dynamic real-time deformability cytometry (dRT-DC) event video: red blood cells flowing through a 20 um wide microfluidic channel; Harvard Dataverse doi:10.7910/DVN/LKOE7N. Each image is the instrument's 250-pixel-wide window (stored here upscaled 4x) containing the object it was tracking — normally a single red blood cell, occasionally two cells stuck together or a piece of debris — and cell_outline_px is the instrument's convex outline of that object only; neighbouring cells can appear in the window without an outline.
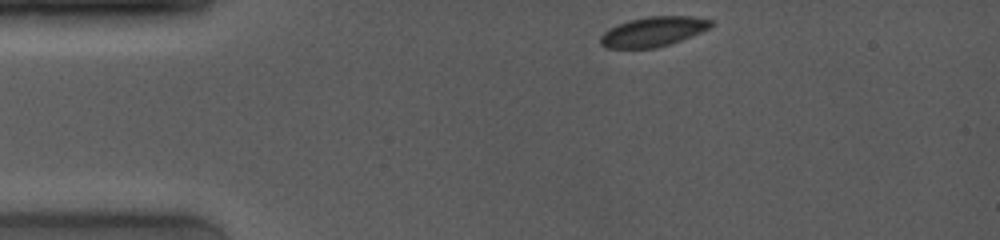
{"species": "common noctule bat (a hibernating species)", "species_latin": "Nyctalus noctula", "temperature_condition": "room temperature", "stored_images_in_passage": 49, "camera_frame_rate_fps": 4000, "um_per_image_px": 0.085, "animal": {"sex": "female", "body_mass_g": 19.0, "forearm_length_mm": 53.3}, "frame": {"image": 1, "passage_image": 1, "time_ms": 0.0, "image_size_px": [1000, 240], "cell_outline_px": [[712, 24], [708, 28], [700, 32], [680, 40], [656, 48], [608, 48], [600, 44], [600, 36], [608, 28], [616, 24], [628, 20], [648, 16], [692, 16], [712, 20]], "centroid_in_image_um": [55.46, 2.68], "position_along_channel_um": 29.5, "area_um2": 19.07}}
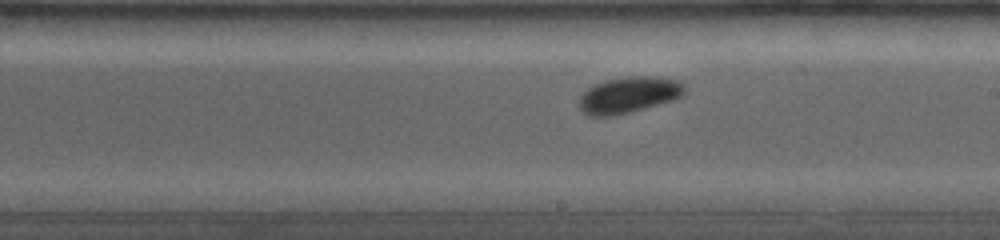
{"frame": {"image": 2, "passage_image": 27, "time_ms": 6.5, "image_size_px": [1000, 240], "cell_outline_px": [[684, 92], [680, 96], [672, 100], [628, 112], [612, 116], [588, 116], [580, 108], [580, 96], [588, 88], [596, 84], [608, 80], [628, 76], [656, 76], [676, 80], [684, 84]], "centroid_in_image_um": [53.43, 8.06], "position_along_channel_um": 235.6, "area_um2": 21.79}}
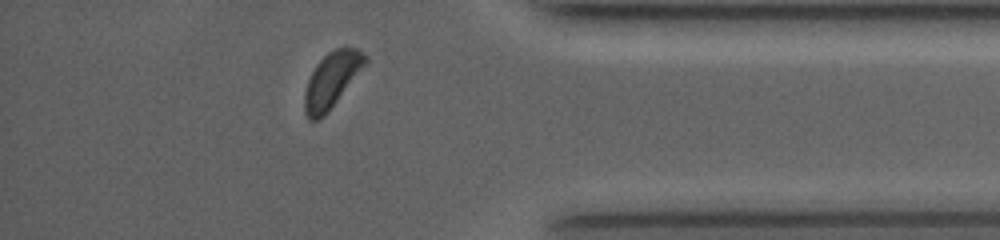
{"frame": {"image": 3, "passage_image": 45, "time_ms": 11.0, "image_size_px": [1000, 240], "cell_outline_px": [[368, 60], [328, 112], [324, 116], [316, 120], [308, 120], [304, 112], [304, 92], [308, 80], [316, 64], [328, 52], [336, 48], [356, 48], [364, 52], [368, 56]], "centroid_in_image_um": [28.17, 6.8], "position_along_channel_um": 407.0, "area_um2": 19.31}, "authors_computed_cell_mechanics": {"area_um2": 20.2878, "velocity_mm_per_s": 4.0214, "shape_relaxation_time_tau1_ms": 1.4065, "shape_relaxation_time_tau2_ms": null, "deformation_change_tau1": 0.0849, "deformation_change_tau2": null}}